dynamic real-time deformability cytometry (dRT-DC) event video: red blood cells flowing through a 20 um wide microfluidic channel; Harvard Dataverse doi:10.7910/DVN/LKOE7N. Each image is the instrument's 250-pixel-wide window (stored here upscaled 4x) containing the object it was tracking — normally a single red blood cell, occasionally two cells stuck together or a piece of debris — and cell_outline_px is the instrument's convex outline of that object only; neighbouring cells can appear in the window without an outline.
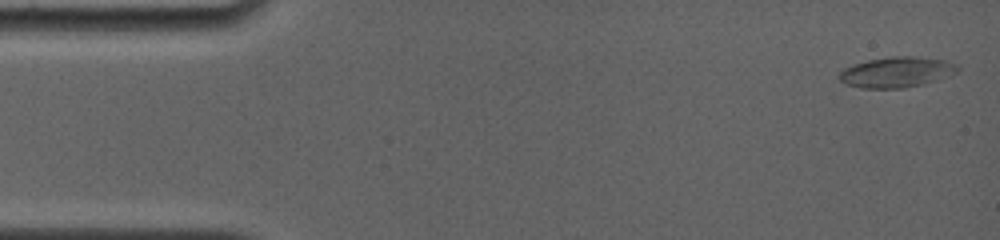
{"species": "common noctule bat (a hibernating species)", "species_latin": "Nyctalus noctula", "temperature_condition": "room temperature", "stored_images_in_passage": 4, "camera_frame_rate_fps": 4000, "um_per_image_px": 0.085, "animal": {"sex": "female", "body_mass_g": 19.0, "forearm_length_mm": 56.7}, "frame": {"image": 1, "passage_image": 1, "time_ms": 0.0, "image_size_px": [1000, 240], "cell_outline_px": [[960, 68], [956, 72], [948, 76], [936, 80], [904, 88], [860, 88], [844, 84], [840, 80], [840, 72], [844, 68], [852, 64], [868, 60], [892, 56], [916, 56], [944, 60], [956, 64]], "centroid_in_image_um": [76.19, 6.13], "position_along_channel_um": 8.8, "area_um2": 20.98}}
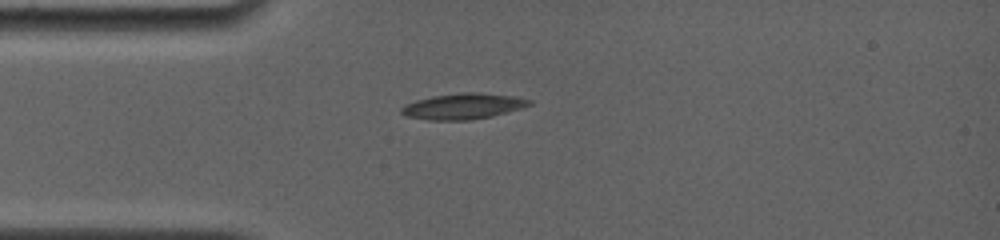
{"frame": {"image": 2, "passage_image": 4, "time_ms": 3.75, "image_size_px": [1000, 240], "cell_outline_px": [[532, 104], [520, 108], [492, 116], [468, 120], [428, 120], [408, 116], [400, 112], [400, 108], [416, 100], [432, 96], [460, 92], [476, 92], [516, 96], [532, 100]], "centroid_in_image_um": [39.38, 9.02], "position_along_channel_um": 45.6, "area_um2": 19.13}}